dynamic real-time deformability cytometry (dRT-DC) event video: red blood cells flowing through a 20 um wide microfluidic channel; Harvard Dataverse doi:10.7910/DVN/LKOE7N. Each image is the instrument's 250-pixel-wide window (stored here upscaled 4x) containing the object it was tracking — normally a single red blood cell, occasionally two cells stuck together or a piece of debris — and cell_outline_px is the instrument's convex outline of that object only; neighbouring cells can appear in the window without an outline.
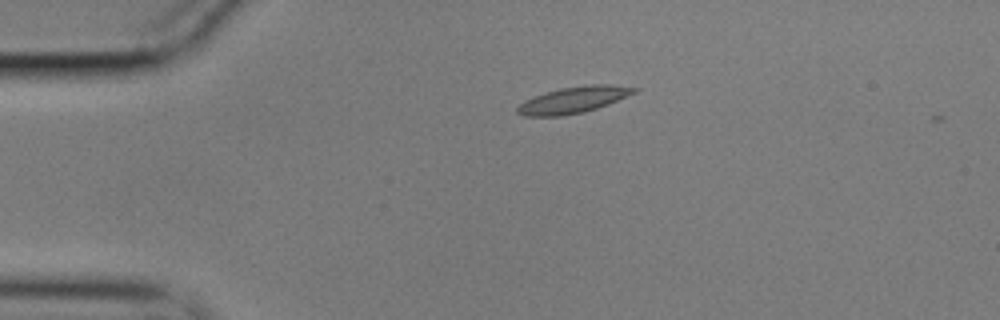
{"species": "common noctule bat (a hibernating species)", "species_latin": "Nyctalus noctula", "temperature_condition": "cold", "stored_images_in_passage": 5, "camera_frame_rate_fps": 3000, "um_per_image_px": 0.085, "animal": {"sex": "male", "body_mass_g": 17.9}, "frame": {"image": 1, "passage_image": 1, "time_ms": 0.0, "image_size_px": [1000, 320], "cell_outline_px": [[640, 88], [636, 92], [608, 104], [584, 112], [560, 116], [524, 116], [516, 112], [516, 108], [524, 100], [560, 88], [592, 84], [612, 84]], "centroid_in_image_um": [48.75, 8.49], "position_along_channel_um": 36.2, "area_um2": 17.8}}